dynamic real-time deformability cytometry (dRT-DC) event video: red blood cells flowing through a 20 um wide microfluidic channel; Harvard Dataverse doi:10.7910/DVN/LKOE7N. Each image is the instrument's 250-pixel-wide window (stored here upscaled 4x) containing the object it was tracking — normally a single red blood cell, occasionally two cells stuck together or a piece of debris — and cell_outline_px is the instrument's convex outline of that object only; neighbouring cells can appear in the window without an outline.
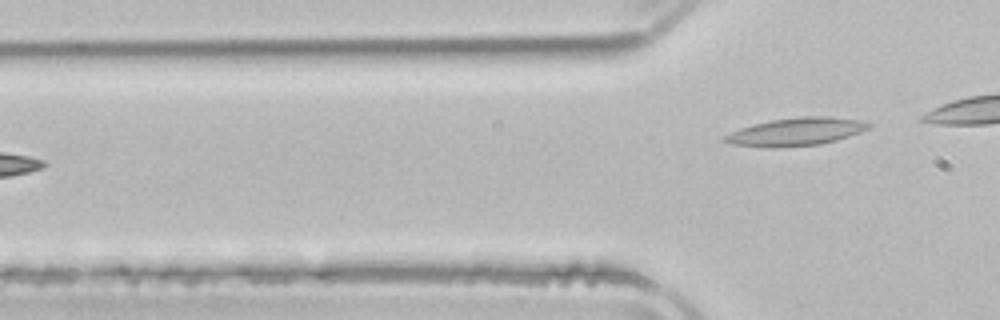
{"species": "common noctule bat (a hibernating species)", "species_latin": "Nyctalus noctula", "temperature_condition": "room temperature", "stored_images_in_passage": 5, "camera_frame_rate_fps": 3000, "um_per_image_px": 0.085, "animal": {"sex": "male", "body_mass_g": 21.5, "forearm_length_mm": 52.0}, "frame": {"image": 1, "passage_image": 5, "time_ms": 6.667, "image_size_px": [1000, 320], "cell_outline_px": [[872, 124], [868, 128], [860, 132], [836, 140], [820, 144], [780, 148], [772, 148], [732, 144], [724, 140], [724, 136], [740, 128], [752, 124], [772, 120], [800, 116], [832, 116], [864, 120]], "centroid_in_image_um": [67.7, 11.19], "position_along_channel_um": 58.1, "area_um2": 23.47}}